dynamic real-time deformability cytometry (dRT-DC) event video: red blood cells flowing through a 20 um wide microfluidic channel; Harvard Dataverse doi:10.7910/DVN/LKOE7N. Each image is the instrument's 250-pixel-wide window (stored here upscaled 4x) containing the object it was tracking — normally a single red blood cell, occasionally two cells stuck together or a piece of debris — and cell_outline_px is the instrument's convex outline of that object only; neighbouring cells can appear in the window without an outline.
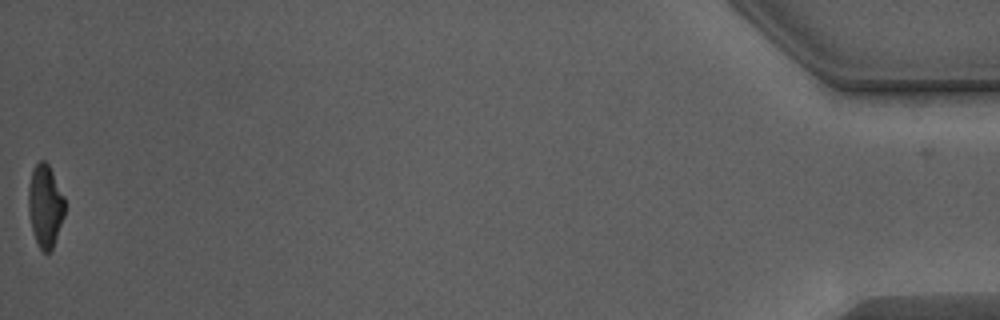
{"species": "Egyptian fruit bat (a non-hibernating species)", "species_latin": "Rousettus aegyptiacus", "temperature_condition": "warm", "stored_images_in_passage": 31, "camera_frame_rate_fps": 3000, "um_per_image_px": 0.085, "animal": {"sex": "male"}, "frame": {"image": 1, "passage_image": 31, "time_ms": 10.0, "image_size_px": [1000, 320], "cell_outline_px": [[64, 216], [52, 248], [48, 252], [44, 252], [40, 248], [36, 240], [32, 228], [28, 212], [28, 188], [32, 168], [40, 160], [44, 160], [48, 164], [64, 196]], "centroid_in_image_um": [3.82, 17.46], "position_along_channel_um": 431.4, "area_um2": 17.28}}